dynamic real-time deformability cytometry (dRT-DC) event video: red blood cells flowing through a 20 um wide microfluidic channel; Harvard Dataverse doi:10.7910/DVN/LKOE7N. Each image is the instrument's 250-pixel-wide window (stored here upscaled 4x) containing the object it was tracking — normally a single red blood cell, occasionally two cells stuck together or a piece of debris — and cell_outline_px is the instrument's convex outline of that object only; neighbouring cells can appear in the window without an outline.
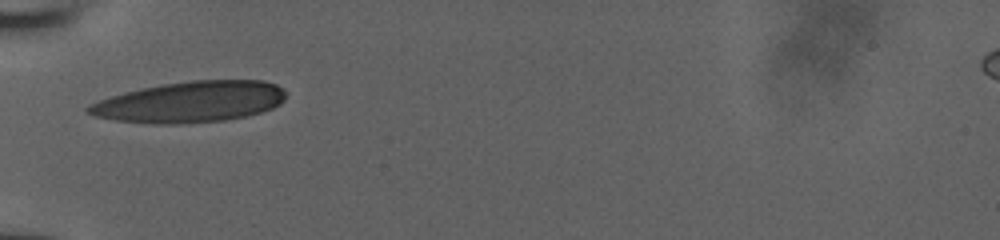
{"species": "human", "species_latin": "Homo sapiens", "temperature_condition": "room temperature", "stored_images_in_passage": 26, "camera_frame_rate_fps": 3000, "um_per_image_px": 0.085, "donor": {"sex": "male"}, "frame": {"image": 1, "passage_image": 1, "time_ms": 0.0, "image_size_px": [1000, 240], "cell_outline_px": [[284, 100], [280, 104], [272, 108], [260, 112], [244, 116], [224, 120], [176, 124], [156, 124], [116, 120], [96, 116], [84, 112], [84, 108], [88, 104], [124, 92], [140, 88], [160, 84], [192, 80], [264, 80], [276, 84], [284, 88]], "centroid_in_image_um": [16.15, 8.65], "position_along_channel_um": 68.9, "area_um2": 47.22}}
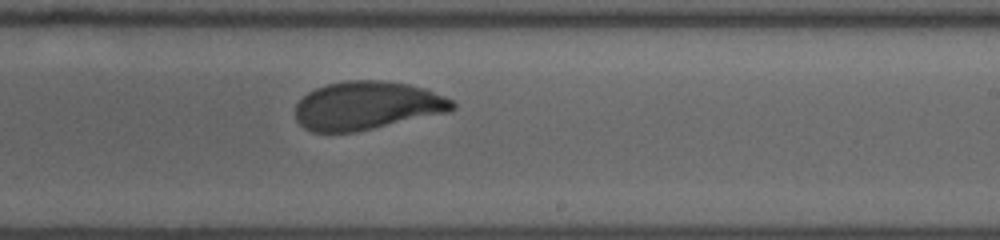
{"frame": {"image": 2, "passage_image": 15, "time_ms": 4.667, "image_size_px": [1000, 240], "cell_outline_px": [[456, 108], [448, 112], [356, 132], [312, 132], [304, 128], [296, 120], [296, 104], [308, 92], [316, 88], [328, 84], [348, 80], [384, 80], [408, 84], [424, 88], [444, 96], [452, 100], [456, 104]], "centroid_in_image_um": [31.2, 8.98], "position_along_channel_um": 257.8, "area_um2": 44.22}}
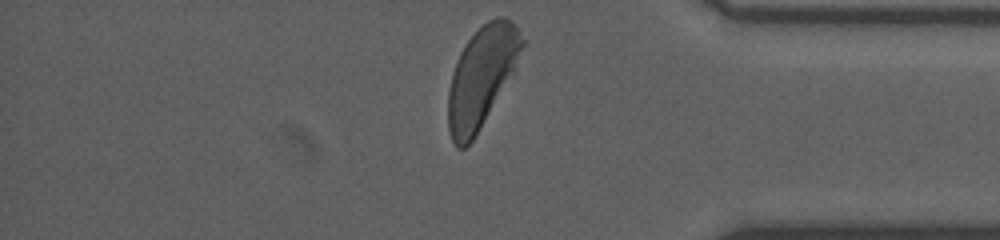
{"frame": {"image": 3, "passage_image": 26, "time_ms": 8.333, "image_size_px": [1000, 240], "cell_outline_px": [[524, 44], [512, 68], [472, 140], [464, 148], [456, 148], [452, 140], [448, 128], [448, 92], [452, 72], [456, 60], [460, 52], [468, 40], [488, 20], [496, 16], [504, 16], [512, 20], [524, 40]], "centroid_in_image_um": [40.86, 6.49], "position_along_channel_um": 394.3, "area_um2": 41.33}}